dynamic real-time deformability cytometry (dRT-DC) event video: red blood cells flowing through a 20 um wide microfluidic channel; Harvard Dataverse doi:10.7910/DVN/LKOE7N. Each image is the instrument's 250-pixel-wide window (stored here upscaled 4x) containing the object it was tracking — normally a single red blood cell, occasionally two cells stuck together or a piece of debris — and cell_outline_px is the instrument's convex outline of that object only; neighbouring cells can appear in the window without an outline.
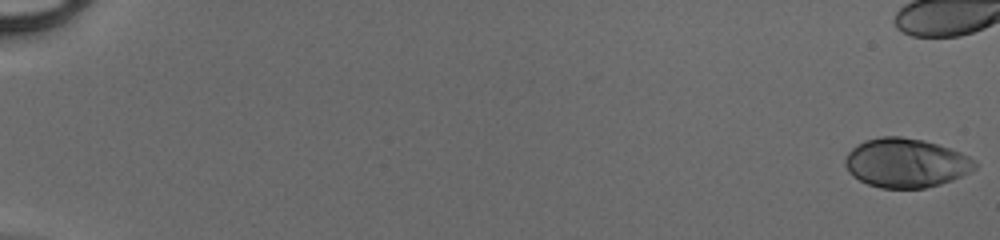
{"species": "human", "species_latin": "Homo sapiens", "temperature_condition": "cold", "stored_images_in_passage": 42, "camera_frame_rate_fps": 3000, "um_per_image_px": 0.085, "donor": {"sex": "male"}, "frame": {"image": 1, "passage_image": 1, "time_ms": 0.0, "image_size_px": [1000, 240], "cell_outline_px": [[976, 168], [952, 180], [940, 184], [924, 188], [880, 188], [868, 184], [852, 176], [848, 172], [844, 164], [844, 160], [848, 152], [852, 148], [864, 140], [880, 136], [900, 136], [924, 140], [960, 152], [976, 160]], "centroid_in_image_um": [76.97, 13.84], "position_along_channel_um": 8.0, "area_um2": 37.17}}
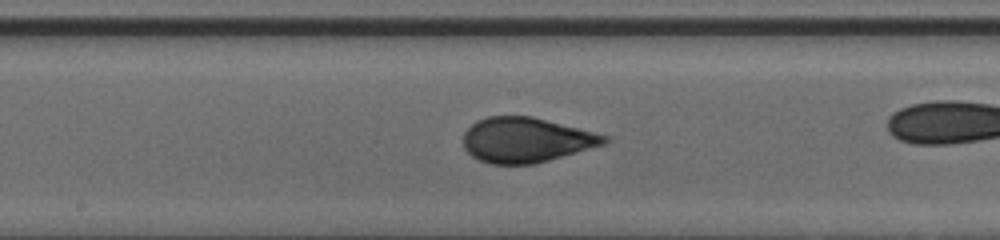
{"frame": {"image": 2, "passage_image": 29, "time_ms": 9.333, "image_size_px": [1000, 240], "cell_outline_px": [[612, 140], [604, 144], [536, 164], [488, 164], [472, 156], [464, 148], [464, 132], [476, 120], [488, 116], [532, 116], [612, 136]], "centroid_in_image_um": [44.75, 11.89], "position_along_channel_um": 203.5, "area_um2": 37.17}}
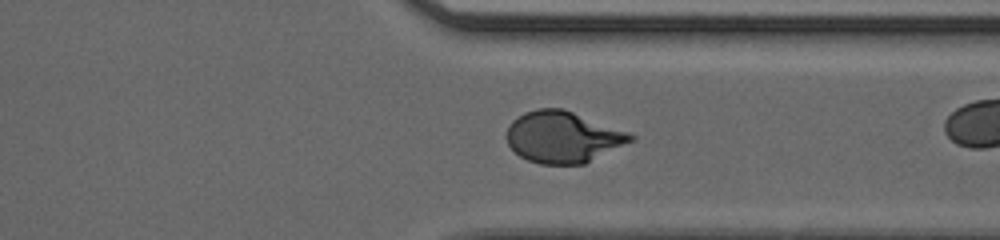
{"frame": {"image": 3, "passage_image": 40, "time_ms": 13.0, "image_size_px": [1000, 240], "cell_outline_px": [[636, 140], [584, 164], [540, 164], [528, 160], [520, 156], [508, 144], [508, 128], [512, 120], [524, 112], [536, 108], [564, 108], [632, 132], [636, 136]], "centroid_in_image_um": [47.92, 11.63], "position_along_channel_um": 363.5, "area_um2": 37.57}}